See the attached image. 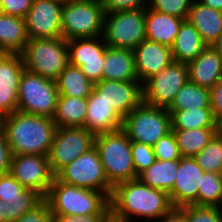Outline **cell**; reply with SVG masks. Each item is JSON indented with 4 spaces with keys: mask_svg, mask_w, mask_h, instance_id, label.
Here are the masks:
<instances>
[{
    "mask_svg": "<svg viewBox=\"0 0 222 222\" xmlns=\"http://www.w3.org/2000/svg\"><path fill=\"white\" fill-rule=\"evenodd\" d=\"M187 66L189 81L198 86L210 89L222 79V58L212 46H207Z\"/></svg>",
    "mask_w": 222,
    "mask_h": 222,
    "instance_id": "44dd1931",
    "label": "cell"
},
{
    "mask_svg": "<svg viewBox=\"0 0 222 222\" xmlns=\"http://www.w3.org/2000/svg\"><path fill=\"white\" fill-rule=\"evenodd\" d=\"M11 159L12 153L7 142L6 134L0 128V176L9 173Z\"/></svg>",
    "mask_w": 222,
    "mask_h": 222,
    "instance_id": "bcb514c9",
    "label": "cell"
},
{
    "mask_svg": "<svg viewBox=\"0 0 222 222\" xmlns=\"http://www.w3.org/2000/svg\"><path fill=\"white\" fill-rule=\"evenodd\" d=\"M204 170L195 158L181 157L172 191L169 193L173 207L192 205L198 198V186Z\"/></svg>",
    "mask_w": 222,
    "mask_h": 222,
    "instance_id": "ac0fdd59",
    "label": "cell"
},
{
    "mask_svg": "<svg viewBox=\"0 0 222 222\" xmlns=\"http://www.w3.org/2000/svg\"><path fill=\"white\" fill-rule=\"evenodd\" d=\"M64 0H34L25 16L29 39L62 37L61 11Z\"/></svg>",
    "mask_w": 222,
    "mask_h": 222,
    "instance_id": "9a60e30c",
    "label": "cell"
},
{
    "mask_svg": "<svg viewBox=\"0 0 222 222\" xmlns=\"http://www.w3.org/2000/svg\"><path fill=\"white\" fill-rule=\"evenodd\" d=\"M105 13L146 9L150 0H101Z\"/></svg>",
    "mask_w": 222,
    "mask_h": 222,
    "instance_id": "ab89813d",
    "label": "cell"
},
{
    "mask_svg": "<svg viewBox=\"0 0 222 222\" xmlns=\"http://www.w3.org/2000/svg\"><path fill=\"white\" fill-rule=\"evenodd\" d=\"M104 8L101 0H64L61 32L66 40L103 35Z\"/></svg>",
    "mask_w": 222,
    "mask_h": 222,
    "instance_id": "8992f818",
    "label": "cell"
},
{
    "mask_svg": "<svg viewBox=\"0 0 222 222\" xmlns=\"http://www.w3.org/2000/svg\"><path fill=\"white\" fill-rule=\"evenodd\" d=\"M55 178L65 184L103 192L109 199L113 186L108 182L95 146L62 167Z\"/></svg>",
    "mask_w": 222,
    "mask_h": 222,
    "instance_id": "9c48e42d",
    "label": "cell"
},
{
    "mask_svg": "<svg viewBox=\"0 0 222 222\" xmlns=\"http://www.w3.org/2000/svg\"><path fill=\"white\" fill-rule=\"evenodd\" d=\"M153 149L157 160L171 161L179 160L182 157L172 131L161 137L153 145Z\"/></svg>",
    "mask_w": 222,
    "mask_h": 222,
    "instance_id": "74e56055",
    "label": "cell"
},
{
    "mask_svg": "<svg viewBox=\"0 0 222 222\" xmlns=\"http://www.w3.org/2000/svg\"><path fill=\"white\" fill-rule=\"evenodd\" d=\"M9 173L23 187L37 191L44 198L55 177L48 156L34 154L12 155Z\"/></svg>",
    "mask_w": 222,
    "mask_h": 222,
    "instance_id": "4fadbf2b",
    "label": "cell"
},
{
    "mask_svg": "<svg viewBox=\"0 0 222 222\" xmlns=\"http://www.w3.org/2000/svg\"><path fill=\"white\" fill-rule=\"evenodd\" d=\"M123 119L114 111L102 95L95 90L87 98L84 127L94 135L115 132L122 128Z\"/></svg>",
    "mask_w": 222,
    "mask_h": 222,
    "instance_id": "ffe728a7",
    "label": "cell"
},
{
    "mask_svg": "<svg viewBox=\"0 0 222 222\" xmlns=\"http://www.w3.org/2000/svg\"><path fill=\"white\" fill-rule=\"evenodd\" d=\"M94 146L99 152L108 182L113 187L136 179L131 141L122 129L95 135Z\"/></svg>",
    "mask_w": 222,
    "mask_h": 222,
    "instance_id": "277c9868",
    "label": "cell"
},
{
    "mask_svg": "<svg viewBox=\"0 0 222 222\" xmlns=\"http://www.w3.org/2000/svg\"><path fill=\"white\" fill-rule=\"evenodd\" d=\"M210 107V92L208 88L188 82L177 92L168 111H181L192 108Z\"/></svg>",
    "mask_w": 222,
    "mask_h": 222,
    "instance_id": "1f68e13d",
    "label": "cell"
},
{
    "mask_svg": "<svg viewBox=\"0 0 222 222\" xmlns=\"http://www.w3.org/2000/svg\"><path fill=\"white\" fill-rule=\"evenodd\" d=\"M44 199L53 215L110 213V201L103 192L68 185L55 177Z\"/></svg>",
    "mask_w": 222,
    "mask_h": 222,
    "instance_id": "3957f363",
    "label": "cell"
},
{
    "mask_svg": "<svg viewBox=\"0 0 222 222\" xmlns=\"http://www.w3.org/2000/svg\"><path fill=\"white\" fill-rule=\"evenodd\" d=\"M146 9L104 14L103 38L107 46L134 50L145 38Z\"/></svg>",
    "mask_w": 222,
    "mask_h": 222,
    "instance_id": "30bf717a",
    "label": "cell"
},
{
    "mask_svg": "<svg viewBox=\"0 0 222 222\" xmlns=\"http://www.w3.org/2000/svg\"><path fill=\"white\" fill-rule=\"evenodd\" d=\"M172 130H185L203 127H217L210 107L169 111Z\"/></svg>",
    "mask_w": 222,
    "mask_h": 222,
    "instance_id": "4dcf8cb0",
    "label": "cell"
},
{
    "mask_svg": "<svg viewBox=\"0 0 222 222\" xmlns=\"http://www.w3.org/2000/svg\"><path fill=\"white\" fill-rule=\"evenodd\" d=\"M106 222H124V221H120V220H116L113 217H109V219Z\"/></svg>",
    "mask_w": 222,
    "mask_h": 222,
    "instance_id": "f5cc1de1",
    "label": "cell"
},
{
    "mask_svg": "<svg viewBox=\"0 0 222 222\" xmlns=\"http://www.w3.org/2000/svg\"><path fill=\"white\" fill-rule=\"evenodd\" d=\"M187 20L196 28L207 46H212L222 33V12L198 0L192 2Z\"/></svg>",
    "mask_w": 222,
    "mask_h": 222,
    "instance_id": "cb8c5ba5",
    "label": "cell"
},
{
    "mask_svg": "<svg viewBox=\"0 0 222 222\" xmlns=\"http://www.w3.org/2000/svg\"><path fill=\"white\" fill-rule=\"evenodd\" d=\"M24 69L21 54L0 53V119L17 111L18 87Z\"/></svg>",
    "mask_w": 222,
    "mask_h": 222,
    "instance_id": "e0dca14e",
    "label": "cell"
},
{
    "mask_svg": "<svg viewBox=\"0 0 222 222\" xmlns=\"http://www.w3.org/2000/svg\"><path fill=\"white\" fill-rule=\"evenodd\" d=\"M95 135L85 127H57L48 153L49 166L55 175L94 146Z\"/></svg>",
    "mask_w": 222,
    "mask_h": 222,
    "instance_id": "8fae6325",
    "label": "cell"
},
{
    "mask_svg": "<svg viewBox=\"0 0 222 222\" xmlns=\"http://www.w3.org/2000/svg\"><path fill=\"white\" fill-rule=\"evenodd\" d=\"M194 0H150L149 8L187 20Z\"/></svg>",
    "mask_w": 222,
    "mask_h": 222,
    "instance_id": "8d00e7d4",
    "label": "cell"
},
{
    "mask_svg": "<svg viewBox=\"0 0 222 222\" xmlns=\"http://www.w3.org/2000/svg\"><path fill=\"white\" fill-rule=\"evenodd\" d=\"M212 47L218 52V54L222 58V33L217 39V41L212 45Z\"/></svg>",
    "mask_w": 222,
    "mask_h": 222,
    "instance_id": "f907efd6",
    "label": "cell"
},
{
    "mask_svg": "<svg viewBox=\"0 0 222 222\" xmlns=\"http://www.w3.org/2000/svg\"><path fill=\"white\" fill-rule=\"evenodd\" d=\"M58 96L56 81L24 69L18 87L17 111L53 118Z\"/></svg>",
    "mask_w": 222,
    "mask_h": 222,
    "instance_id": "ba28073f",
    "label": "cell"
},
{
    "mask_svg": "<svg viewBox=\"0 0 222 222\" xmlns=\"http://www.w3.org/2000/svg\"><path fill=\"white\" fill-rule=\"evenodd\" d=\"M156 222H186L184 212L179 207H173Z\"/></svg>",
    "mask_w": 222,
    "mask_h": 222,
    "instance_id": "7dc6e473",
    "label": "cell"
},
{
    "mask_svg": "<svg viewBox=\"0 0 222 222\" xmlns=\"http://www.w3.org/2000/svg\"><path fill=\"white\" fill-rule=\"evenodd\" d=\"M189 80L187 63L172 62L142 84L143 102L168 108L177 92Z\"/></svg>",
    "mask_w": 222,
    "mask_h": 222,
    "instance_id": "7c38bea8",
    "label": "cell"
},
{
    "mask_svg": "<svg viewBox=\"0 0 222 222\" xmlns=\"http://www.w3.org/2000/svg\"><path fill=\"white\" fill-rule=\"evenodd\" d=\"M186 222H222V208L196 205L179 207Z\"/></svg>",
    "mask_w": 222,
    "mask_h": 222,
    "instance_id": "d590c367",
    "label": "cell"
},
{
    "mask_svg": "<svg viewBox=\"0 0 222 222\" xmlns=\"http://www.w3.org/2000/svg\"><path fill=\"white\" fill-rule=\"evenodd\" d=\"M23 187L10 173L0 176V199L20 197Z\"/></svg>",
    "mask_w": 222,
    "mask_h": 222,
    "instance_id": "b9f144b4",
    "label": "cell"
},
{
    "mask_svg": "<svg viewBox=\"0 0 222 222\" xmlns=\"http://www.w3.org/2000/svg\"><path fill=\"white\" fill-rule=\"evenodd\" d=\"M204 172L222 173V137L216 134L194 157Z\"/></svg>",
    "mask_w": 222,
    "mask_h": 222,
    "instance_id": "836d02e7",
    "label": "cell"
},
{
    "mask_svg": "<svg viewBox=\"0 0 222 222\" xmlns=\"http://www.w3.org/2000/svg\"><path fill=\"white\" fill-rule=\"evenodd\" d=\"M14 222H53V214L48 202L44 199L34 209L24 213Z\"/></svg>",
    "mask_w": 222,
    "mask_h": 222,
    "instance_id": "60d3db41",
    "label": "cell"
},
{
    "mask_svg": "<svg viewBox=\"0 0 222 222\" xmlns=\"http://www.w3.org/2000/svg\"><path fill=\"white\" fill-rule=\"evenodd\" d=\"M69 64L80 67L94 84L102 80L107 44L103 36L67 40Z\"/></svg>",
    "mask_w": 222,
    "mask_h": 222,
    "instance_id": "5bb4252c",
    "label": "cell"
},
{
    "mask_svg": "<svg viewBox=\"0 0 222 222\" xmlns=\"http://www.w3.org/2000/svg\"><path fill=\"white\" fill-rule=\"evenodd\" d=\"M21 56L25 70L56 81L69 64L67 40L63 37L29 39Z\"/></svg>",
    "mask_w": 222,
    "mask_h": 222,
    "instance_id": "5b68a950",
    "label": "cell"
},
{
    "mask_svg": "<svg viewBox=\"0 0 222 222\" xmlns=\"http://www.w3.org/2000/svg\"><path fill=\"white\" fill-rule=\"evenodd\" d=\"M87 98L59 95L53 121L56 127H84Z\"/></svg>",
    "mask_w": 222,
    "mask_h": 222,
    "instance_id": "4316f807",
    "label": "cell"
},
{
    "mask_svg": "<svg viewBox=\"0 0 222 222\" xmlns=\"http://www.w3.org/2000/svg\"><path fill=\"white\" fill-rule=\"evenodd\" d=\"M102 79L114 81H139L134 51L106 47Z\"/></svg>",
    "mask_w": 222,
    "mask_h": 222,
    "instance_id": "7402d4cb",
    "label": "cell"
},
{
    "mask_svg": "<svg viewBox=\"0 0 222 222\" xmlns=\"http://www.w3.org/2000/svg\"><path fill=\"white\" fill-rule=\"evenodd\" d=\"M204 5L222 12V0H198Z\"/></svg>",
    "mask_w": 222,
    "mask_h": 222,
    "instance_id": "c3c4849f",
    "label": "cell"
},
{
    "mask_svg": "<svg viewBox=\"0 0 222 222\" xmlns=\"http://www.w3.org/2000/svg\"><path fill=\"white\" fill-rule=\"evenodd\" d=\"M178 171V160H155L146 170L138 175V179L154 188L167 192L172 191Z\"/></svg>",
    "mask_w": 222,
    "mask_h": 222,
    "instance_id": "83f0119b",
    "label": "cell"
},
{
    "mask_svg": "<svg viewBox=\"0 0 222 222\" xmlns=\"http://www.w3.org/2000/svg\"><path fill=\"white\" fill-rule=\"evenodd\" d=\"M130 141L153 147L172 130L171 114L167 108L156 107L143 101L122 122L121 128Z\"/></svg>",
    "mask_w": 222,
    "mask_h": 222,
    "instance_id": "52a82bcc",
    "label": "cell"
},
{
    "mask_svg": "<svg viewBox=\"0 0 222 222\" xmlns=\"http://www.w3.org/2000/svg\"><path fill=\"white\" fill-rule=\"evenodd\" d=\"M109 201L111 217L124 222L137 219L154 222L173 208L167 192L154 189L138 178L114 186Z\"/></svg>",
    "mask_w": 222,
    "mask_h": 222,
    "instance_id": "6da1fadb",
    "label": "cell"
},
{
    "mask_svg": "<svg viewBox=\"0 0 222 222\" xmlns=\"http://www.w3.org/2000/svg\"><path fill=\"white\" fill-rule=\"evenodd\" d=\"M131 152L137 178L142 171L155 162L154 149L144 143L131 141Z\"/></svg>",
    "mask_w": 222,
    "mask_h": 222,
    "instance_id": "f35d334b",
    "label": "cell"
},
{
    "mask_svg": "<svg viewBox=\"0 0 222 222\" xmlns=\"http://www.w3.org/2000/svg\"><path fill=\"white\" fill-rule=\"evenodd\" d=\"M210 108L213 117L218 122L222 118V79L217 81L210 89Z\"/></svg>",
    "mask_w": 222,
    "mask_h": 222,
    "instance_id": "f6af8a7d",
    "label": "cell"
},
{
    "mask_svg": "<svg viewBox=\"0 0 222 222\" xmlns=\"http://www.w3.org/2000/svg\"><path fill=\"white\" fill-rule=\"evenodd\" d=\"M192 205L222 208L221 174L203 173L198 186V198Z\"/></svg>",
    "mask_w": 222,
    "mask_h": 222,
    "instance_id": "d6a6232c",
    "label": "cell"
},
{
    "mask_svg": "<svg viewBox=\"0 0 222 222\" xmlns=\"http://www.w3.org/2000/svg\"><path fill=\"white\" fill-rule=\"evenodd\" d=\"M59 95L88 98L94 90V83L81 71L80 67L68 64L56 80Z\"/></svg>",
    "mask_w": 222,
    "mask_h": 222,
    "instance_id": "f1b7e54d",
    "label": "cell"
},
{
    "mask_svg": "<svg viewBox=\"0 0 222 222\" xmlns=\"http://www.w3.org/2000/svg\"><path fill=\"white\" fill-rule=\"evenodd\" d=\"M0 222H8L7 201L0 199Z\"/></svg>",
    "mask_w": 222,
    "mask_h": 222,
    "instance_id": "681fc988",
    "label": "cell"
},
{
    "mask_svg": "<svg viewBox=\"0 0 222 222\" xmlns=\"http://www.w3.org/2000/svg\"><path fill=\"white\" fill-rule=\"evenodd\" d=\"M111 213H92L89 215H53V222H106Z\"/></svg>",
    "mask_w": 222,
    "mask_h": 222,
    "instance_id": "ee69618b",
    "label": "cell"
},
{
    "mask_svg": "<svg viewBox=\"0 0 222 222\" xmlns=\"http://www.w3.org/2000/svg\"><path fill=\"white\" fill-rule=\"evenodd\" d=\"M43 200L44 197L41 194L27 188L20 192V197L4 199V201H7L8 222H14L19 219L24 213L34 209Z\"/></svg>",
    "mask_w": 222,
    "mask_h": 222,
    "instance_id": "e575fe53",
    "label": "cell"
},
{
    "mask_svg": "<svg viewBox=\"0 0 222 222\" xmlns=\"http://www.w3.org/2000/svg\"><path fill=\"white\" fill-rule=\"evenodd\" d=\"M2 2H3V0H0V13L2 11Z\"/></svg>",
    "mask_w": 222,
    "mask_h": 222,
    "instance_id": "db71d44e",
    "label": "cell"
},
{
    "mask_svg": "<svg viewBox=\"0 0 222 222\" xmlns=\"http://www.w3.org/2000/svg\"><path fill=\"white\" fill-rule=\"evenodd\" d=\"M182 157L194 158L217 134V127L171 130Z\"/></svg>",
    "mask_w": 222,
    "mask_h": 222,
    "instance_id": "f546056e",
    "label": "cell"
},
{
    "mask_svg": "<svg viewBox=\"0 0 222 222\" xmlns=\"http://www.w3.org/2000/svg\"><path fill=\"white\" fill-rule=\"evenodd\" d=\"M217 134L222 136V118L217 122Z\"/></svg>",
    "mask_w": 222,
    "mask_h": 222,
    "instance_id": "816d5d0a",
    "label": "cell"
},
{
    "mask_svg": "<svg viewBox=\"0 0 222 222\" xmlns=\"http://www.w3.org/2000/svg\"><path fill=\"white\" fill-rule=\"evenodd\" d=\"M28 40L24 18L0 13V53L21 54Z\"/></svg>",
    "mask_w": 222,
    "mask_h": 222,
    "instance_id": "d4e9b609",
    "label": "cell"
},
{
    "mask_svg": "<svg viewBox=\"0 0 222 222\" xmlns=\"http://www.w3.org/2000/svg\"><path fill=\"white\" fill-rule=\"evenodd\" d=\"M133 51L138 80L142 84L173 62L171 47L146 38Z\"/></svg>",
    "mask_w": 222,
    "mask_h": 222,
    "instance_id": "d6986e66",
    "label": "cell"
},
{
    "mask_svg": "<svg viewBox=\"0 0 222 222\" xmlns=\"http://www.w3.org/2000/svg\"><path fill=\"white\" fill-rule=\"evenodd\" d=\"M184 19L146 8V39L172 47Z\"/></svg>",
    "mask_w": 222,
    "mask_h": 222,
    "instance_id": "603a6c76",
    "label": "cell"
},
{
    "mask_svg": "<svg viewBox=\"0 0 222 222\" xmlns=\"http://www.w3.org/2000/svg\"><path fill=\"white\" fill-rule=\"evenodd\" d=\"M34 0H3L1 13L25 18Z\"/></svg>",
    "mask_w": 222,
    "mask_h": 222,
    "instance_id": "7bdbcfd3",
    "label": "cell"
},
{
    "mask_svg": "<svg viewBox=\"0 0 222 222\" xmlns=\"http://www.w3.org/2000/svg\"><path fill=\"white\" fill-rule=\"evenodd\" d=\"M12 155L48 156L56 124L52 118L15 111L0 119Z\"/></svg>",
    "mask_w": 222,
    "mask_h": 222,
    "instance_id": "7a4b0ae2",
    "label": "cell"
},
{
    "mask_svg": "<svg viewBox=\"0 0 222 222\" xmlns=\"http://www.w3.org/2000/svg\"><path fill=\"white\" fill-rule=\"evenodd\" d=\"M94 90L124 119L143 101L140 81L104 80L94 84Z\"/></svg>",
    "mask_w": 222,
    "mask_h": 222,
    "instance_id": "2e32d148",
    "label": "cell"
},
{
    "mask_svg": "<svg viewBox=\"0 0 222 222\" xmlns=\"http://www.w3.org/2000/svg\"><path fill=\"white\" fill-rule=\"evenodd\" d=\"M206 47L196 28L188 20H184L171 47L173 61L189 63Z\"/></svg>",
    "mask_w": 222,
    "mask_h": 222,
    "instance_id": "484cf974",
    "label": "cell"
}]
</instances>
